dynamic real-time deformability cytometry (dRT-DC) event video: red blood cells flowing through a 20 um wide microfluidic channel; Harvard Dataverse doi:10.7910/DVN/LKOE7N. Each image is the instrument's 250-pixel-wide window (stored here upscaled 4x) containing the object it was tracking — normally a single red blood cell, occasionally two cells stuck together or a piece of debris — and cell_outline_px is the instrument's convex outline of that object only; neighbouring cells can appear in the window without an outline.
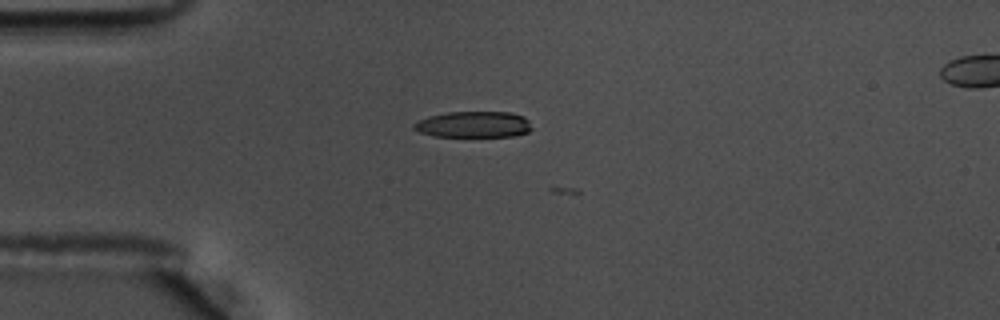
{"species": "common noctule bat (a hibernating species)", "species_latin": "Nyctalus noctula", "temperature_condition": "warm", "stored_images_in_passage": 7, "camera_frame_rate_fps": 3000, "um_per_image_px": 0.085, "animal": {"sex": "male", "body_mass_g": 17.5, "forearm_length_mm": 52.3}, "frame": {"image": 1, "passage_image": 6, "time_ms": 1.667, "image_size_px": [1000, 320], "cell_outline_px": [[532, 128], [528, 132], [512, 136], [436, 136], [420, 132], [412, 128], [412, 124], [428, 116], [448, 112], [508, 112], [524, 116], [528, 120]], "centroid_in_image_um": [40.25, 10.57], "position_along_channel_um": 44.7, "area_um2": 17.86}}